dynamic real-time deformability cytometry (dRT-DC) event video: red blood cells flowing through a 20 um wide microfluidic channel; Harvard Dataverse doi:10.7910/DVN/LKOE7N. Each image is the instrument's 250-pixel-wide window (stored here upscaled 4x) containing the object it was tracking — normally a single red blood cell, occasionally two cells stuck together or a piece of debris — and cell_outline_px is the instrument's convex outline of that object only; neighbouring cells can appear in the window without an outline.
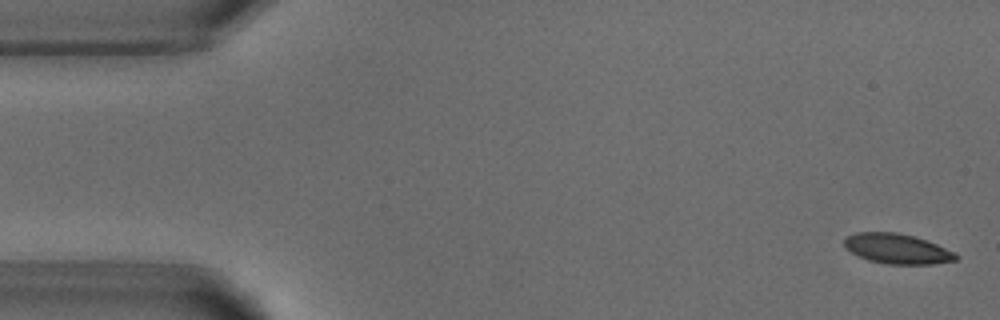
{"species": "common noctule bat (a hibernating species)", "species_latin": "Nyctalus noctula", "temperature_condition": "warm", "stored_images_in_passage": 4, "camera_frame_rate_fps": 3000, "um_per_image_px": 0.085, "animal": {"sex": "male", "body_mass_g": 18.8}, "frame": {"image": 1, "passage_image": 1, "time_ms": 0.0, "image_size_px": [1000, 320], "cell_outline_px": [[960, 256], [956, 260], [932, 264], [884, 264], [868, 260], [844, 248], [844, 240], [848, 236], [856, 232], [896, 232], [928, 240], [956, 252]], "centroid_in_image_um": [76.29, 21.14], "position_along_channel_um": 8.7, "area_um2": 19.65}}
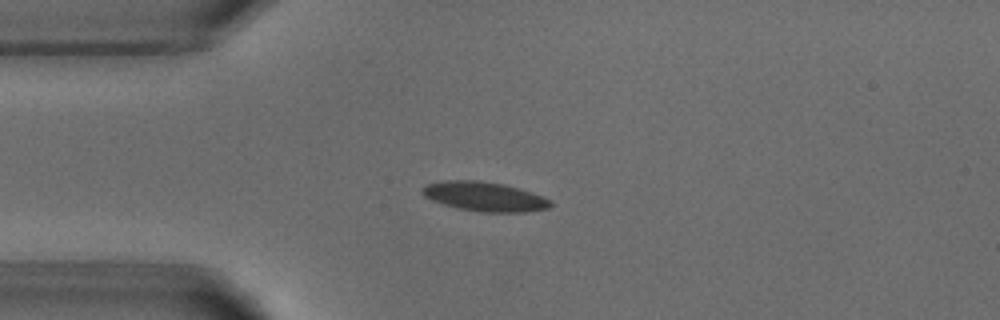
{"frame": {"image": 2, "passage_image": 4, "time_ms": 3.667, "image_size_px": [1000, 320], "cell_outline_px": [[552, 204], [548, 208], [524, 212], [484, 212], [460, 208], [444, 204], [432, 200], [424, 196], [420, 192], [420, 188], [428, 184], [440, 180], [480, 180], [504, 184], [532, 192], [548, 200]], "centroid_in_image_um": [41.13, 16.69], "position_along_channel_um": 43.9, "area_um2": 21.79}}